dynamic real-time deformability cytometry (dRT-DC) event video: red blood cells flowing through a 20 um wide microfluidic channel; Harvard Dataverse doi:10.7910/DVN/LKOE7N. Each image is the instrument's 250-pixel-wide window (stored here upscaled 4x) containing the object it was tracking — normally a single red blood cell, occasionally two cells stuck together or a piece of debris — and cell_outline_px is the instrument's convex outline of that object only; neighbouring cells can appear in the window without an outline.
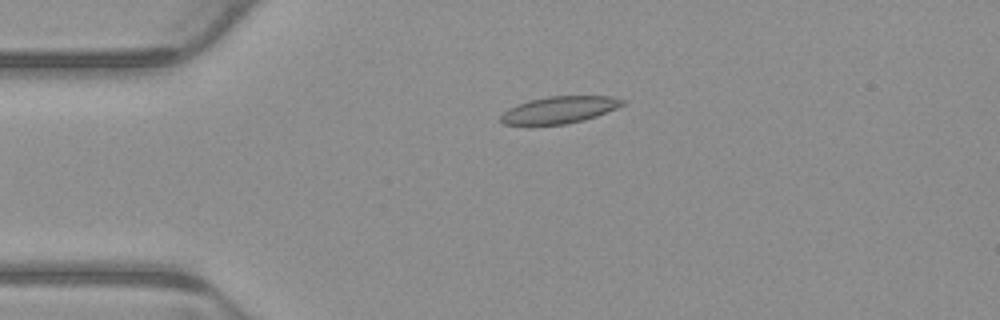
{"species": "common noctule bat (a hibernating species)", "species_latin": "Nyctalus noctula", "temperature_condition": "warm", "stored_images_in_passage": 4, "camera_frame_rate_fps": 3000, "um_per_image_px": 0.085, "animal": {"sex": "male", "body_mass_g": 23.1, "forearm_length_mm": 52.7}, "frame": {"image": 1, "passage_image": 4, "time_ms": 1.0, "image_size_px": [1000, 320], "cell_outline_px": [[628, 100], [624, 104], [616, 108], [596, 116], [584, 120], [564, 124], [504, 124], [500, 120], [500, 116], [508, 108], [516, 104], [528, 100], [548, 96], [612, 96]], "centroid_in_image_um": [47.57, 9.32], "position_along_channel_um": 37.4, "area_um2": 19.07}}